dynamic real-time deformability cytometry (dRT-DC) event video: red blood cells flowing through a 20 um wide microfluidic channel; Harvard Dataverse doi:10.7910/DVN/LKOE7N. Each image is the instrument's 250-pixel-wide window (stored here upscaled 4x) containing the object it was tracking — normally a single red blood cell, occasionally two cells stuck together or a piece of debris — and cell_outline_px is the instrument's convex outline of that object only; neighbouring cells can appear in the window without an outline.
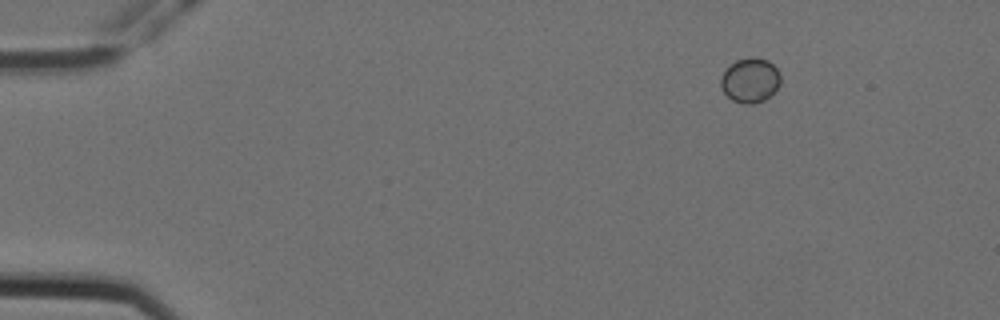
{"species": "Egyptian fruit bat (a non-hibernating species)", "species_latin": "Rousettus aegyptiacus", "temperature_condition": "cold", "stored_images_in_passage": 4, "camera_frame_rate_fps": 3000, "um_per_image_px": 0.085, "animal": {"sex": "female"}, "frame": {"image": 1, "passage_image": 1, "time_ms": 0.0, "image_size_px": [1000, 320], "cell_outline_px": [[780, 84], [764, 100], [752, 104], [744, 104], [732, 100], [720, 88], [720, 80], [724, 72], [736, 60], [752, 56], [756, 56], [768, 60], [780, 72]], "centroid_in_image_um": [63.76, 6.81], "position_along_channel_um": 21.2, "area_um2": 15.49}}
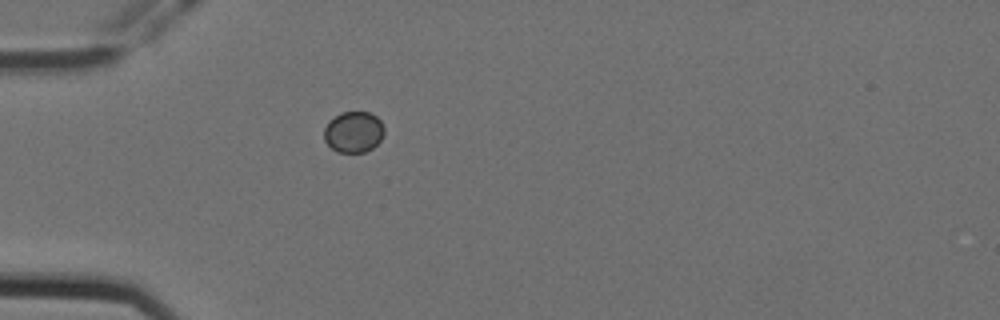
{"frame": {"image": 2, "passage_image": 4, "time_ms": 1.0, "image_size_px": [1000, 320], "cell_outline_px": [[384, 132], [380, 140], [372, 148], [364, 152], [336, 152], [324, 140], [324, 128], [328, 120], [340, 112], [368, 112], [376, 116], [380, 120], [384, 128]], "centroid_in_image_um": [30.03, 11.21], "position_along_channel_um": 55.0, "area_um2": 14.45}}